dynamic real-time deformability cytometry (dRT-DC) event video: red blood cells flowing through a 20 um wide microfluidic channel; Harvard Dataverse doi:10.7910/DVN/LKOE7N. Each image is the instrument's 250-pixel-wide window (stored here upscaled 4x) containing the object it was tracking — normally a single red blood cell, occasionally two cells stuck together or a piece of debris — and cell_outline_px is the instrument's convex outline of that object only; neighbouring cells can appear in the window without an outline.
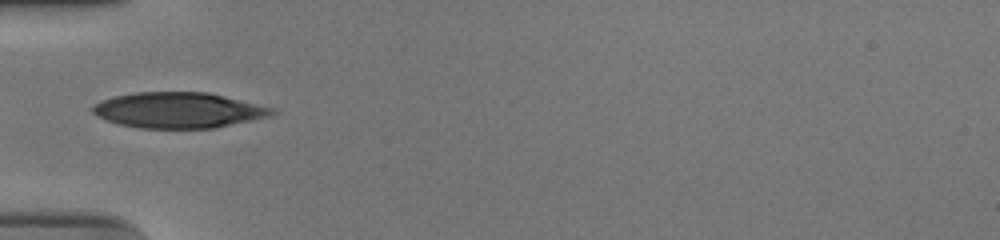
{"species": "human", "species_latin": "Homo sapiens", "temperature_condition": "cold", "stored_images_in_passage": 37, "camera_frame_rate_fps": 3000, "um_per_image_px": 0.085, "donor": {"sex": "male"}, "frame": {"image": 1, "passage_image": 1, "time_ms": 0.0, "image_size_px": [1000, 240], "cell_outline_px": [[276, 112], [268, 116], [216, 128], [140, 128], [120, 124], [108, 120], [92, 112], [92, 104], [116, 96], [136, 92], [208, 92], [276, 108]], "centroid_in_image_um": [15.2, 9.36], "position_along_channel_um": 69.8, "area_um2": 36.99}}
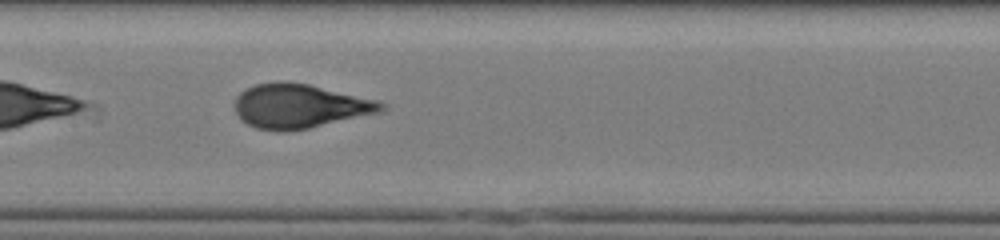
{"frame": {"image": 2, "passage_image": 10, "time_ms": 3.0, "image_size_px": [1000, 240], "cell_outline_px": [[388, 108], [380, 112], [308, 128], [288, 132], [276, 132], [256, 128], [240, 120], [236, 112], [236, 96], [240, 92], [256, 84], [276, 80], [280, 80], [308, 84], [376, 100], [388, 104]], "centroid_in_image_um": [25.45, 9.02], "position_along_channel_um": 181.9, "area_um2": 37.8}}
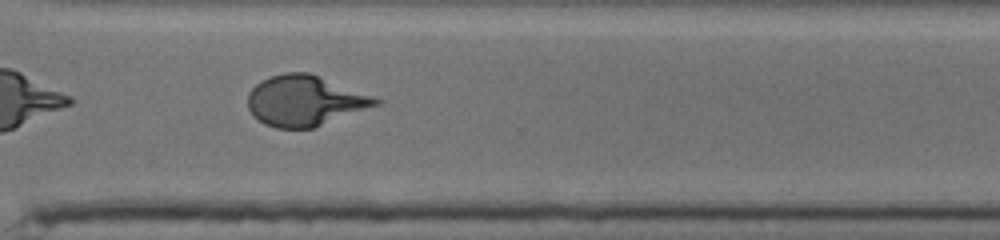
{"frame": {"image": 3, "passage_image": 23, "time_ms": 7.333, "image_size_px": [1000, 240], "cell_outline_px": [[380, 104], [312, 128], [276, 128], [264, 124], [248, 108], [248, 92], [256, 84], [272, 76], [284, 72], [308, 72], [372, 96], [380, 100]], "centroid_in_image_um": [25.88, 8.56], "position_along_channel_um": 344.7, "area_um2": 36.88}, "authors_computed_cell_mechanics": {"area_um2": 37.6856, "velocity_mm_per_s": 3.7633, "shape_relaxation_time_tau1_ms": 4.2078, "shape_relaxation_time_tau2_ms": null, "deformation_change_tau1": 0.2082, "deformation_change_tau2": null}}